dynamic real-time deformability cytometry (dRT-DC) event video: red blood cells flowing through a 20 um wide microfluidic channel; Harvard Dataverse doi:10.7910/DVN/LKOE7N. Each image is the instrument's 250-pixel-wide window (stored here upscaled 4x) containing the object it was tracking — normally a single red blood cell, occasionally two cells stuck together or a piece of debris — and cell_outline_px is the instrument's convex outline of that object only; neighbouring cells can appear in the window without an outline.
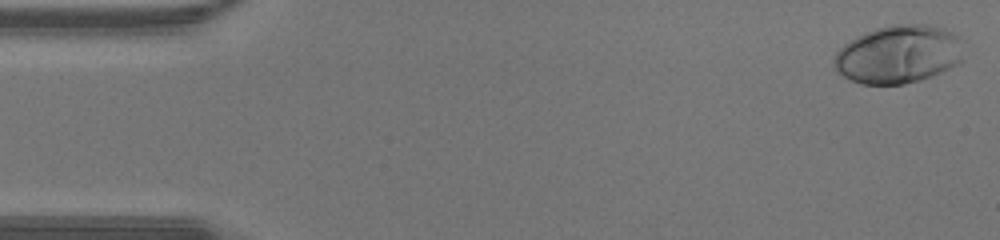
{"species": "human", "species_latin": "Homo sapiens", "temperature_condition": "warm", "stored_images_in_passage": 42, "camera_frame_rate_fps": 3000, "um_per_image_px": 0.085, "donor": {"sex": "male"}, "frame": {"image": 1, "passage_image": 1, "time_ms": 0.0, "image_size_px": [1000, 240], "cell_outline_px": [[960, 64], [920, 80], [904, 84], [860, 84], [836, 72], [832, 60], [836, 52], [844, 44], [876, 28], [892, 24], [928, 24], [944, 28], [952, 32], [956, 36], [960, 60]], "centroid_in_image_um": [76.31, 4.63], "position_along_channel_um": 8.7, "area_um2": 43.35}}
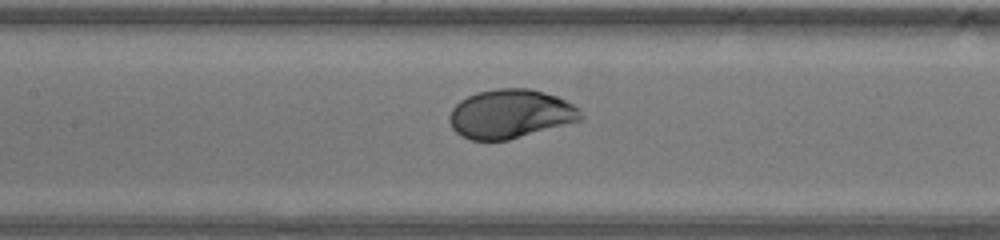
{"frame": {"image": 2, "passage_image": 19, "time_ms": 6.0, "image_size_px": [1000, 240], "cell_outline_px": [[584, 120], [508, 140], [472, 140], [460, 136], [452, 128], [448, 120], [448, 116], [452, 108], [460, 100], [476, 92], [496, 88], [528, 88], [544, 92], [556, 96], [580, 108], [584, 116]], "centroid_in_image_um": [43.39, 9.68], "position_along_channel_um": 164.0, "area_um2": 37.8}}
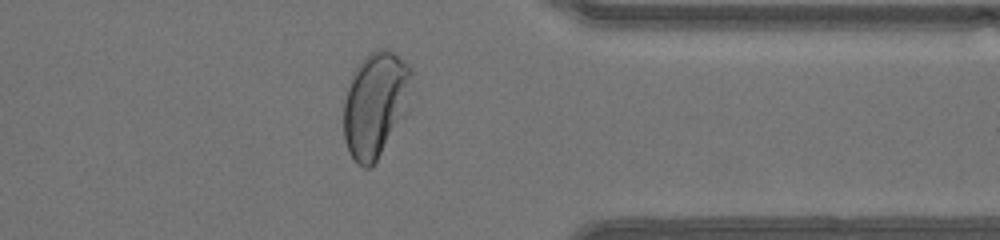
{"frame": {"image": 3, "passage_image": 33, "time_ms": 10.667, "image_size_px": [1000, 240], "cell_outline_px": [[412, 72], [408, 112], [372, 168], [364, 168], [356, 164], [348, 152], [344, 140], [344, 100], [352, 72], [360, 60], [364, 56], [380, 48], [388, 48], [408, 64], [412, 68]], "centroid_in_image_um": [31.91, 8.89], "position_along_channel_um": 379.5, "area_um2": 42.48}}